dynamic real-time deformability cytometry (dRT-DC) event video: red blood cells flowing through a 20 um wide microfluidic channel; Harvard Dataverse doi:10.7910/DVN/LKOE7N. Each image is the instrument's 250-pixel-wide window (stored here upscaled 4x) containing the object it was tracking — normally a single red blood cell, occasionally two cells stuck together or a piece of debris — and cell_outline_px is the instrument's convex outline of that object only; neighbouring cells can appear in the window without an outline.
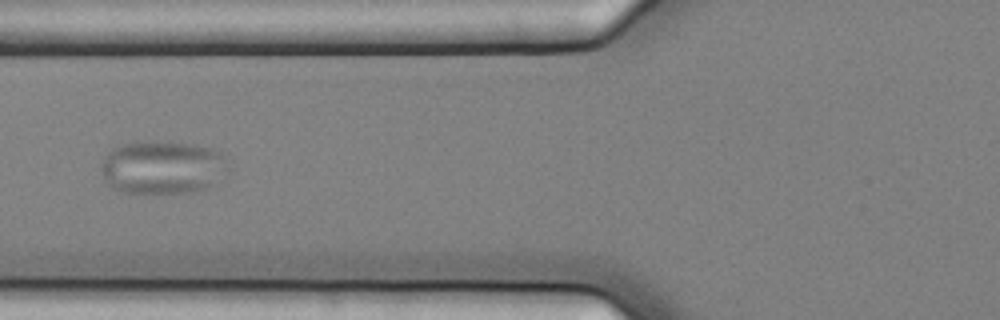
{"species": "common noctule bat (a hibernating species)", "species_latin": "Nyctalus noctula", "temperature_condition": "cold", "stored_images_in_passage": 12, "camera_frame_rate_fps": 3000, "um_per_image_px": 0.085, "animal": {"sex": "female", "body_mass_g": 25.1}, "frame": {"image": 1, "passage_image": 3, "time_ms": 0.667, "image_size_px": [1000, 320], "cell_outline_px": [[224, 156], [216, 184], [204, 188], [184, 192], [124, 192], [112, 188], [108, 184], [100, 172], [100, 164], [104, 156], [112, 148], [136, 140], [156, 140], [196, 144], [212, 148], [220, 152]], "centroid_in_image_um": [13.68, 14.17], "position_along_channel_um": 112.1, "area_um2": 39.13}}
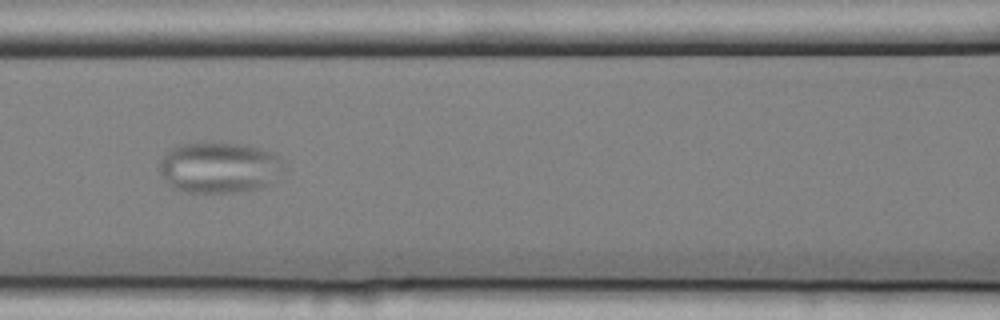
{"frame": {"image": 2, "passage_image": 4, "time_ms": 1.0, "image_size_px": [1000, 320], "cell_outline_px": [[284, 160], [268, 184], [260, 188], [240, 192], [188, 192], [172, 188], [168, 184], [160, 172], [160, 160], [172, 148], [180, 144], [240, 144], [260, 148], [276, 152]], "centroid_in_image_um": [18.61, 14.25], "position_along_channel_um": 148.0, "area_um2": 36.18}}
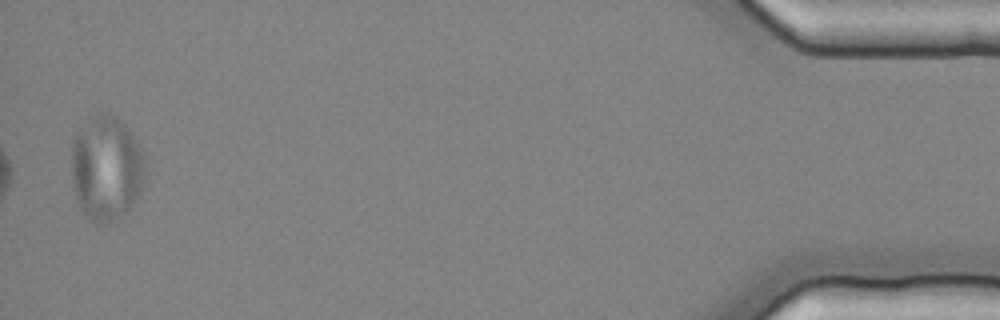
{"frame": {"image": 3, "passage_image": 12, "time_ms": 3.667, "image_size_px": [1000, 320], "cell_outline_px": [[144, 188], [132, 208], [108, 224], [96, 224], [80, 208], [76, 200], [72, 180], [72, 144], [76, 132], [96, 112], [108, 112], [124, 124], [128, 128], [136, 140], [144, 156]], "centroid_in_image_um": [9.05, 14.31], "position_along_channel_um": 426.2, "area_um2": 45.49}}